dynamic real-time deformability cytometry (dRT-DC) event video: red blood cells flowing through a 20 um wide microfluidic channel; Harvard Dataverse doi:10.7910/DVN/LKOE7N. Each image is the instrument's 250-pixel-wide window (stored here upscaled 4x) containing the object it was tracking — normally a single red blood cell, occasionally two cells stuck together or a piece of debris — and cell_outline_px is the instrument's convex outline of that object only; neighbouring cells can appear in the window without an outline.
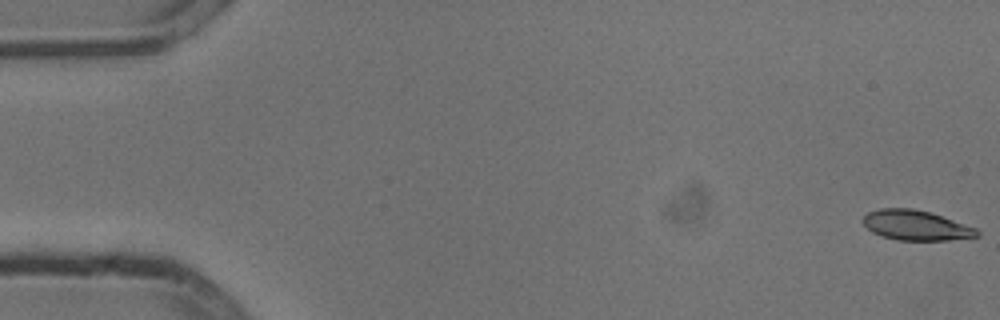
{"species": "common noctule bat (a hibernating species)", "species_latin": "Nyctalus noctula", "temperature_condition": "cold", "stored_images_in_passage": 55, "segment_of_instrument_passage": [1, 2], "camera_frame_rate_fps": 3000, "um_per_image_px": 0.085, "animal": {"sex": "male", "body_mass_g": 13.3}, "frame": {"image": 1, "passage_image": 1, "time_ms": 0.0, "image_size_px": [1000, 320], "cell_outline_px": [[980, 236], [948, 240], [896, 240], [880, 236], [872, 232], [860, 220], [868, 212], [880, 208], [912, 208], [932, 212], [976, 228], [980, 232]], "centroid_in_image_um": [77.84, 19.15], "position_along_channel_um": 7.2, "area_um2": 20.11}}
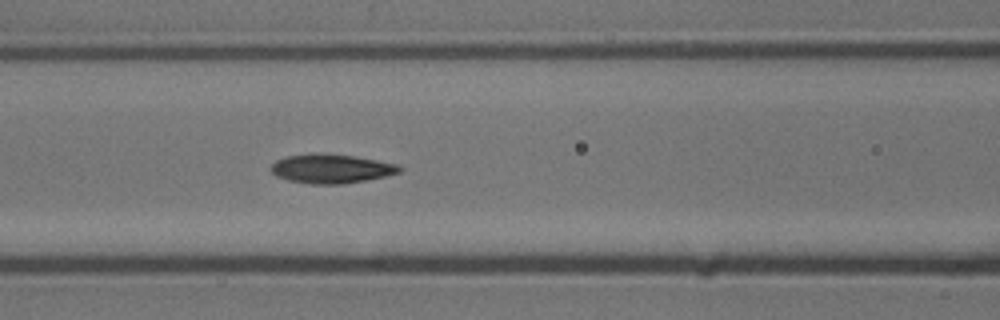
{"frame": {"image": 2, "passage_image": 23, "time_ms": 7.333, "image_size_px": [1000, 320], "cell_outline_px": [[404, 168], [400, 172], [384, 176], [344, 184], [308, 184], [288, 180], [276, 176], [272, 172], [272, 164], [276, 160], [284, 156], [320, 152], [324, 152], [352, 156], [400, 164]], "centroid_in_image_um": [28.15, 14.32], "position_along_channel_um": 138.5, "area_um2": 21.96}}
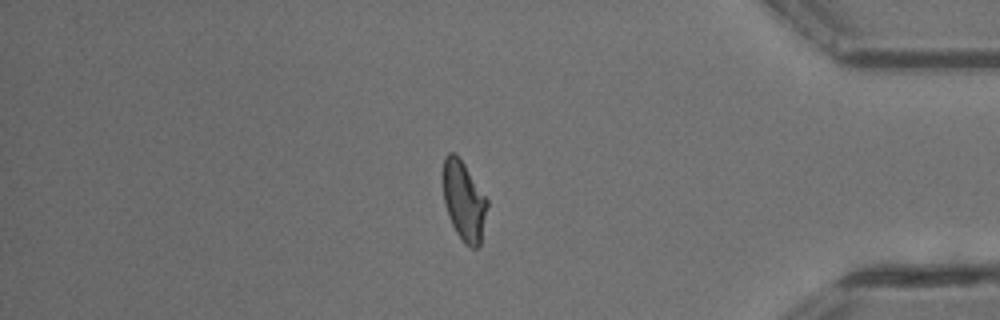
{"frame": {"image": 3, "passage_image": 46, "time_ms": 15.0, "image_size_px": [1000, 320], "cell_outline_px": [[488, 204], [480, 244], [476, 248], [472, 248], [464, 244], [456, 232], [448, 216], [444, 204], [444, 156], [448, 152], [456, 152], [488, 200]], "centroid_in_image_um": [39.43, 17.09], "position_along_channel_um": 395.8, "area_um2": 20.29}}